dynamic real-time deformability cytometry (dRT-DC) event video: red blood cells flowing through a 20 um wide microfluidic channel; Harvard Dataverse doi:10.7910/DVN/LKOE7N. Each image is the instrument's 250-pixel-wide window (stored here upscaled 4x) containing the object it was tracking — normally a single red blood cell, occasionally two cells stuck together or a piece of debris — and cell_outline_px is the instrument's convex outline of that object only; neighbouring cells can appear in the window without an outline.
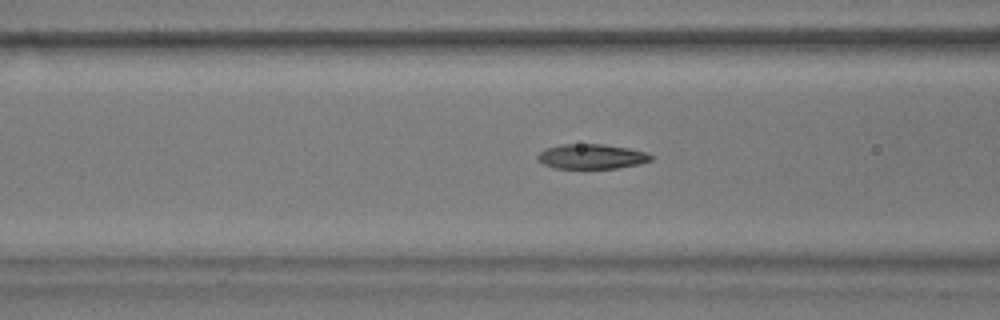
{"species": "common noctule bat (a hibernating species)", "species_latin": "Nyctalus noctula", "temperature_condition": "warm", "stored_images_in_passage": 55, "camera_frame_rate_fps": 3000, "um_per_image_px": 0.085, "animal": {"sex": "male", "body_mass_g": 17.9}, "frame": {"image": 1, "passage_image": 20, "time_ms": 6.333, "image_size_px": [1000, 320], "cell_outline_px": [[656, 156], [652, 160], [640, 164], [616, 168], [556, 168], [544, 164], [536, 160], [536, 156], [544, 148], [564, 144], [604, 144], [628, 148], [648, 152]], "centroid_in_image_um": [50.32, 13.29], "position_along_channel_um": 116.3, "area_um2": 16.59}}
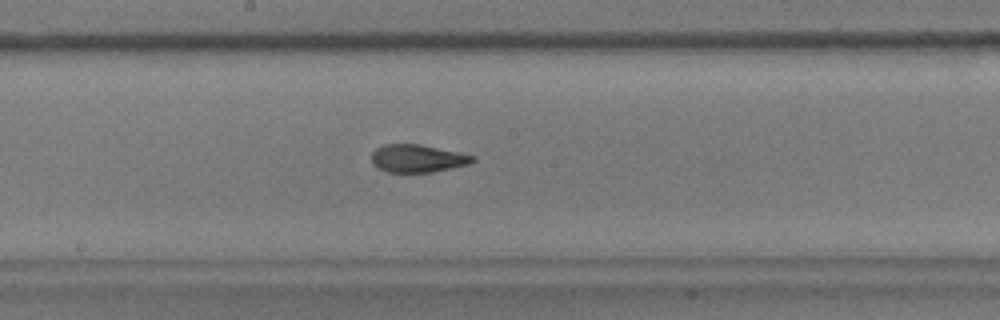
{"frame": {"image": 2, "passage_image": 28, "time_ms": 9.0, "image_size_px": [1000, 320], "cell_outline_px": [[476, 160], [468, 164], [452, 168], [432, 172], [388, 172], [372, 164], [372, 152], [376, 148], [384, 144], [420, 144], [476, 156]], "centroid_in_image_um": [35.49, 13.46], "position_along_channel_um": 212.7, "area_um2": 16.3}}
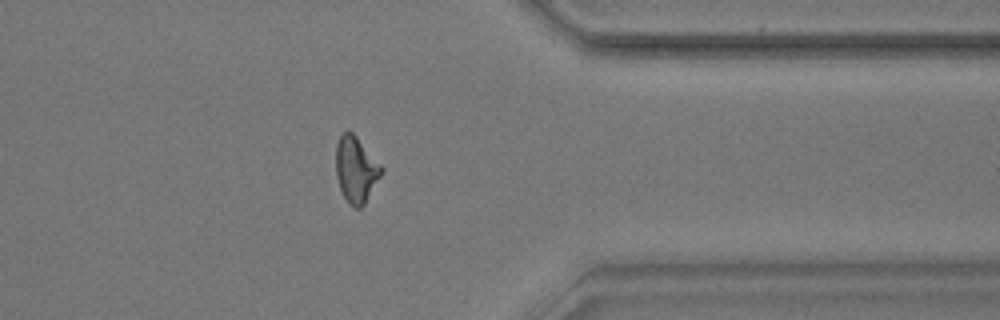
{"frame": {"image": 3, "passage_image": 43, "time_ms": 14.0, "image_size_px": [1000, 320], "cell_outline_px": [[384, 172], [364, 204], [360, 208], [356, 208], [348, 204], [340, 188], [336, 176], [336, 144], [340, 136], [348, 128], [356, 136], [384, 168]], "centroid_in_image_um": [30.26, 14.41], "position_along_channel_um": 381.1, "area_um2": 17.57}, "authors_computed_cell_mechanics": {"area_um2": 16.8198, "velocity_mm_per_s": 3.6062, "shape_relaxation_time_tau1_ms": 5.3548, "shape_relaxation_time_tau2_ms": 1.7388, "deformation_change_tau1": 0.1805, "deformation_change_tau2": 0.0889}}